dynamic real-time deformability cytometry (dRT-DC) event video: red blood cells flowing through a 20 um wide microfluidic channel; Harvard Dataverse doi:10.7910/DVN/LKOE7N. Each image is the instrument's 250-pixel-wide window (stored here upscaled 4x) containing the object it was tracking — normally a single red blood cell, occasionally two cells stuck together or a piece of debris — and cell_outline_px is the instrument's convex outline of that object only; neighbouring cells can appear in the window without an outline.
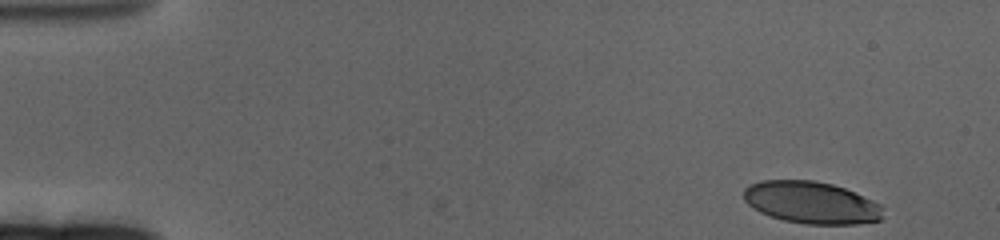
{"species": "human", "species_latin": "Homo sapiens", "temperature_condition": "cold", "stored_images_in_passage": 59, "camera_frame_rate_fps": 3000, "um_per_image_px": 0.085, "donor": {"sex": "female"}, "frame": {"image": 1, "passage_image": 1, "time_ms": 0.0, "image_size_px": [1000, 240], "cell_outline_px": [[884, 208], [880, 220], [856, 224], [804, 224], [784, 220], [760, 212], [752, 208], [744, 200], [744, 188], [748, 184], [760, 180], [812, 180], [832, 184], [844, 188], [872, 200], [880, 204]], "centroid_in_image_um": [68.94, 17.21], "position_along_channel_um": 16.1, "area_um2": 34.22}}
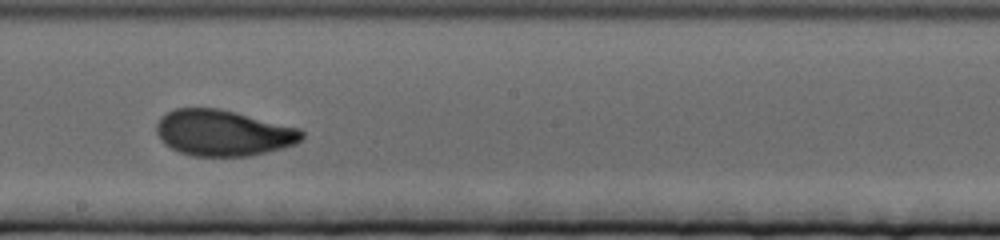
{"frame": {"image": 2, "passage_image": 32, "time_ms": 10.333, "image_size_px": [1000, 240], "cell_outline_px": [[304, 136], [296, 144], [248, 156], [192, 156], [180, 152], [164, 144], [160, 140], [156, 132], [156, 124], [160, 116], [176, 108], [220, 108], [300, 128], [304, 132]], "centroid_in_image_um": [18.94, 11.29], "position_along_channel_um": 229.3, "area_um2": 39.02}}
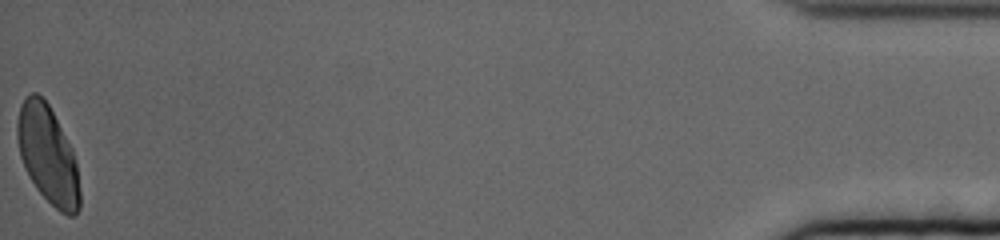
{"frame": {"image": 3, "passage_image": 59, "time_ms": 19.333, "image_size_px": [1000, 240], "cell_outline_px": [[80, 208], [72, 216], [68, 216], [60, 212], [36, 188], [24, 168], [20, 156], [16, 136], [16, 124], [20, 104], [24, 96], [32, 92], [36, 92], [48, 104], [72, 148], [76, 164], [80, 192]], "centroid_in_image_um": [4.04, 13.14], "position_along_channel_um": 431.2, "area_um2": 35.6}, "authors_computed_cell_mechanics": {"area_um2": 37.9168, "velocity_mm_per_s": 3.2497, "shape_relaxation_time_tau1_ms": 5.2555, "shape_relaxation_time_tau2_ms": 1.2018, "deformation_change_tau1": 0.1885, "deformation_change_tau2": 0.0657}}